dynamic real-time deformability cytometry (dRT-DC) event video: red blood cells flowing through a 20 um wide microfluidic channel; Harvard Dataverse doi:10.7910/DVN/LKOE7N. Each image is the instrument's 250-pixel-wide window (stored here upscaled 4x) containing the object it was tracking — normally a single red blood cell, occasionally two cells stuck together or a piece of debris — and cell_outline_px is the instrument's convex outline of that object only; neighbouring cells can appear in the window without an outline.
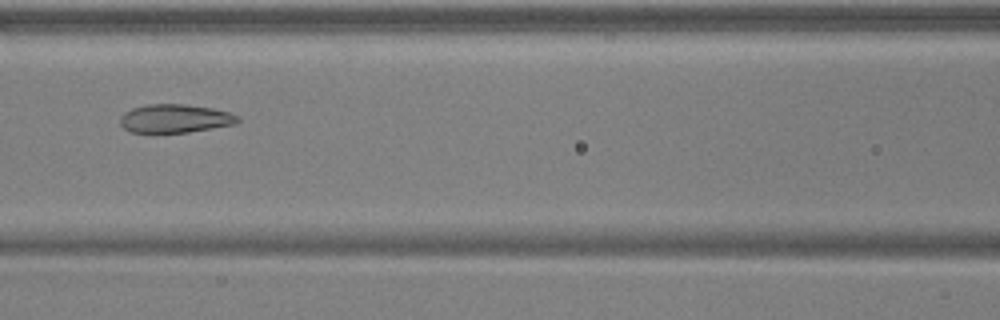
{"species": "common noctule bat (a hibernating species)", "species_latin": "Nyctalus noctula", "temperature_condition": "warm", "stored_images_in_passage": 7, "camera_frame_rate_fps": 3000, "um_per_image_px": 0.085, "animal": {"sex": "male", "body_mass_g": 17.9, "forearm_length_mm": 54.2}, "frame": {"image": 1, "passage_image": 6, "time_ms": 1.667, "image_size_px": [1000, 320], "cell_outline_px": [[240, 120], [236, 124], [188, 132], [132, 132], [124, 128], [120, 124], [120, 116], [124, 112], [132, 108], [148, 104], [188, 104], [212, 108], [228, 112], [240, 116]], "centroid_in_image_um": [14.89, 10.06], "position_along_channel_um": 151.7, "area_um2": 19.54}}
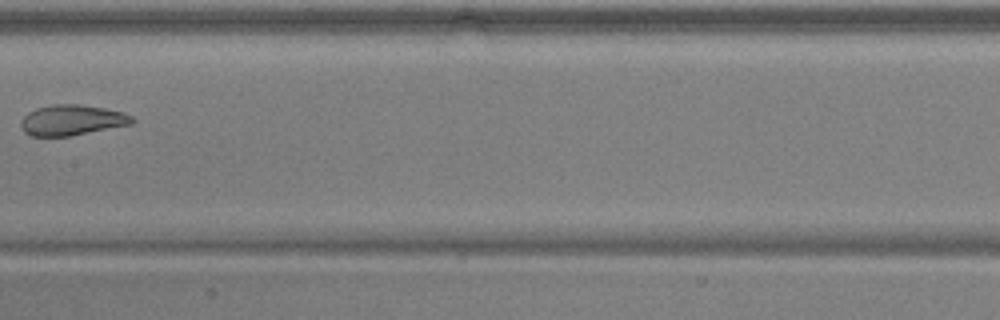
{"frame": {"image": 2, "passage_image": 7, "time_ms": 2.0, "image_size_px": [1000, 320], "cell_outline_px": [[136, 120], [132, 124], [68, 136], [32, 136], [24, 132], [20, 124], [20, 120], [28, 112], [36, 108], [52, 104], [80, 104], [104, 108], [124, 112], [132, 116]], "centroid_in_image_um": [6.11, 10.2], "position_along_channel_um": 201.3, "area_um2": 19.83}}